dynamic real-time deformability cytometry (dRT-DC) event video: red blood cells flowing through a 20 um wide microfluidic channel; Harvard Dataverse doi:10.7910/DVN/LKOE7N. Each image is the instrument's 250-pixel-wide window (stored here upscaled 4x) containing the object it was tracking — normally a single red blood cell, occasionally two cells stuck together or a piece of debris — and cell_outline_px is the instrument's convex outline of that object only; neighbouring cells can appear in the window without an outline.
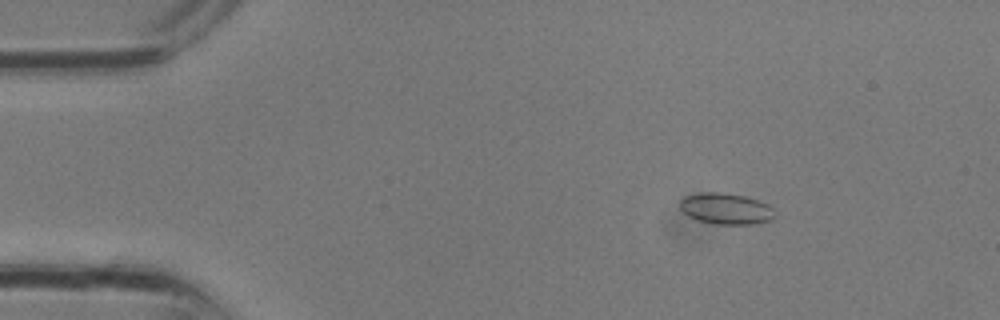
{"species": "common noctule bat (a hibernating species)", "species_latin": "Nyctalus noctula", "temperature_condition": "room temperature", "stored_images_in_passage": 27, "camera_frame_rate_fps": 3000, "um_per_image_px": 0.085, "animal": {"sex": "male", "body_mass_g": 13.3}, "frame": {"image": 1, "passage_image": 1, "time_ms": 0.0, "image_size_px": [1000, 320], "cell_outline_px": [[776, 216], [772, 220], [752, 224], [712, 224], [696, 220], [688, 216], [680, 208], [680, 200], [684, 196], [700, 192], [720, 192], [744, 196], [768, 204], [772, 208]], "centroid_in_image_um": [61.68, 17.74], "position_along_channel_um": 23.3, "area_um2": 17.34}}
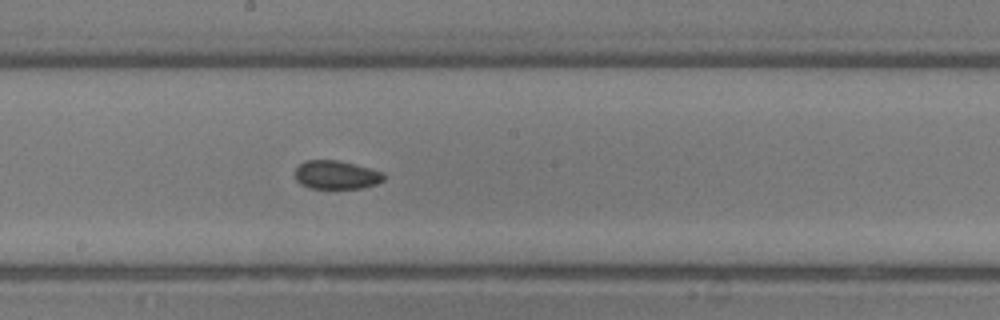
{"frame": {"image": 2, "passage_image": 13, "time_ms": 4.0, "image_size_px": [1000, 320], "cell_outline_px": [[384, 180], [376, 184], [360, 188], [312, 188], [300, 184], [296, 180], [296, 168], [304, 160], [340, 160], [384, 172]], "centroid_in_image_um": [28.59, 14.85], "position_along_channel_um": 219.6, "area_um2": 14.74}}
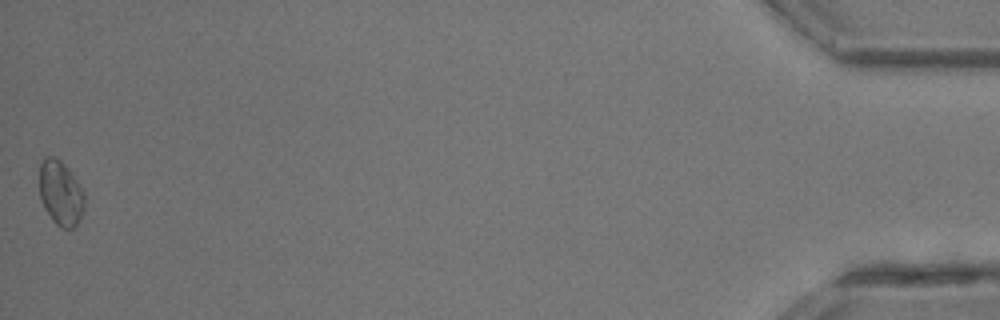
{"frame": {"image": 3, "passage_image": 27, "time_ms": 8.667, "image_size_px": [1000, 320], "cell_outline_px": [[84, 208], [80, 220], [72, 228], [60, 228], [52, 220], [44, 208], [40, 200], [40, 164], [44, 156], [56, 156], [64, 164], [84, 192]], "centroid_in_image_um": [5.14, 16.42], "position_along_channel_um": 430.1, "area_um2": 16.99}}